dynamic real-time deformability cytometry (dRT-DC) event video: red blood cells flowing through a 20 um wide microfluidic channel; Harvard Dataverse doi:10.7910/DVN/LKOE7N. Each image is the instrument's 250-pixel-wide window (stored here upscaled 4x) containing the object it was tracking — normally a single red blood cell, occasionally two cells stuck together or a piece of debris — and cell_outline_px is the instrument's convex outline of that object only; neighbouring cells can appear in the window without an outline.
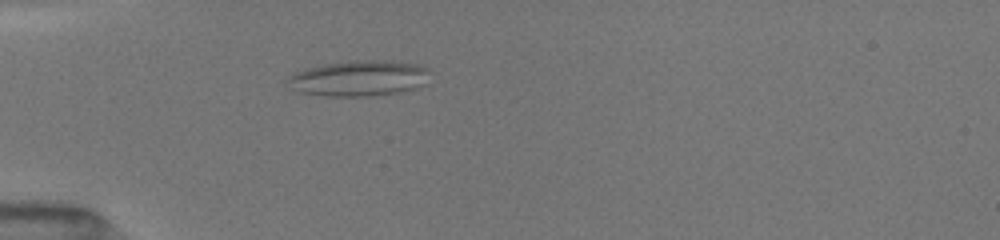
{"species": "common noctule bat (a hibernating species)", "species_latin": "Nyctalus noctula", "temperature_condition": "room temperature", "stored_images_in_passage": 11, "camera_frame_rate_fps": 3000, "um_per_image_px": 0.085, "animal": {"sex": "female", "body_mass_g": 19.5, "forearm_length_mm": 54.1}, "frame": {"image": 1, "passage_image": 2, "time_ms": 0.667, "image_size_px": [1000, 240], "cell_outline_px": [[428, 68], [412, 88], [396, 92], [364, 96], [328, 96], [300, 92], [292, 88], [288, 80], [288, 76], [304, 68], [324, 64], [348, 60], [392, 60], [416, 64]], "centroid_in_image_um": [30.35, 6.62], "position_along_channel_um": 54.7, "area_um2": 28.61}}
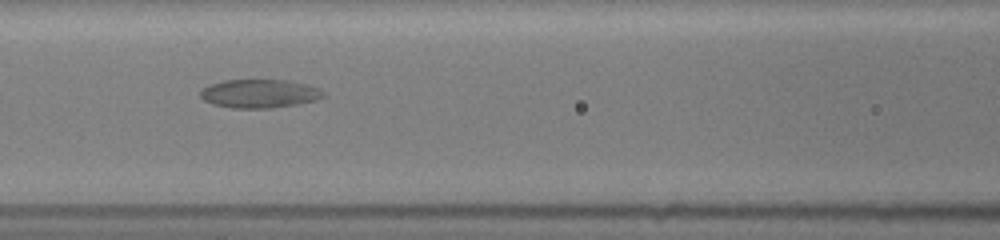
{"frame": {"image": 2, "passage_image": 5, "time_ms": 3.333, "image_size_px": [1000, 240], "cell_outline_px": [[328, 96], [316, 100], [296, 104], [272, 108], [232, 108], [212, 104], [204, 100], [200, 96], [200, 88], [224, 80], [288, 80], [308, 84], [320, 88]], "centroid_in_image_um": [22.09, 7.95], "position_along_channel_um": 144.5, "area_um2": 20.69}}
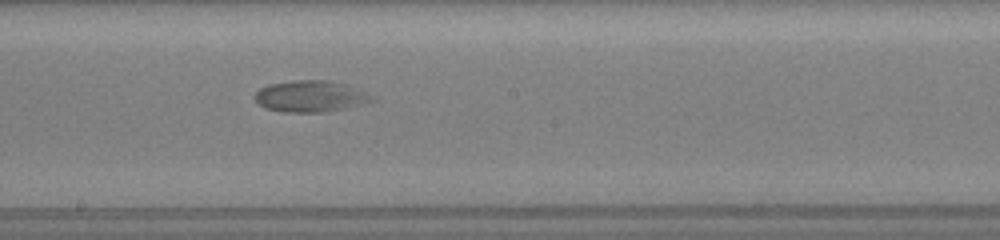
{"frame": {"image": 3, "passage_image": 7, "time_ms": 5.333, "image_size_px": [1000, 240], "cell_outline_px": [[376, 100], [344, 108], [320, 112], [284, 112], [264, 108], [252, 96], [260, 88], [268, 84], [292, 80], [332, 80], [348, 84]], "centroid_in_image_um": [26.31, 8.17], "position_along_channel_um": 221.9, "area_um2": 21.27}}